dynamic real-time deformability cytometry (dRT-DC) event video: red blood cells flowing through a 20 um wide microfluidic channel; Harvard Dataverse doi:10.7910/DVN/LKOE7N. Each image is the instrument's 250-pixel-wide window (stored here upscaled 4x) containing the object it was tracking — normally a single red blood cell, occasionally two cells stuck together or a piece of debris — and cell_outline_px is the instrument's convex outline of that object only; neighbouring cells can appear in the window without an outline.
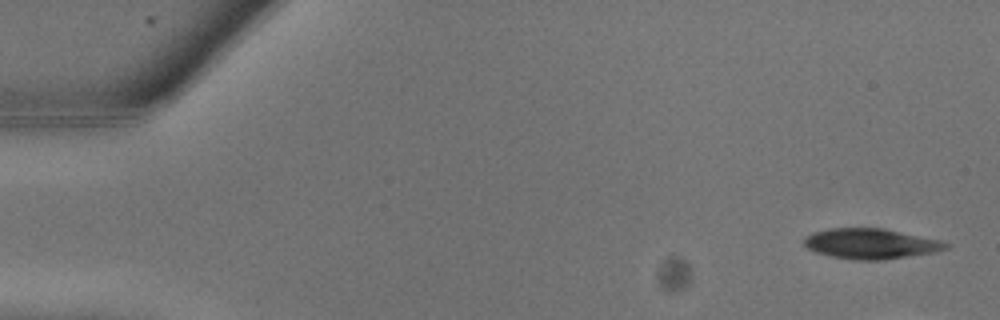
{"species": "common noctule bat (a hibernating species)", "species_latin": "Nyctalus noctula", "temperature_condition": "warm", "stored_images_in_passage": 7, "camera_frame_rate_fps": 3000, "um_per_image_px": 0.085, "animal": {"sex": "male", "body_mass_g": 13.3}, "frame": {"image": 1, "passage_image": 1, "time_ms": 0.0, "image_size_px": [1000, 320], "cell_outline_px": [[948, 248], [936, 252], [884, 260], [852, 260], [828, 256], [816, 252], [808, 248], [804, 244], [804, 236], [812, 232], [832, 228], [884, 228], [940, 240], [948, 244]], "centroid_in_image_um": [73.99, 20.72], "position_along_channel_um": 11.0, "area_um2": 25.2}}